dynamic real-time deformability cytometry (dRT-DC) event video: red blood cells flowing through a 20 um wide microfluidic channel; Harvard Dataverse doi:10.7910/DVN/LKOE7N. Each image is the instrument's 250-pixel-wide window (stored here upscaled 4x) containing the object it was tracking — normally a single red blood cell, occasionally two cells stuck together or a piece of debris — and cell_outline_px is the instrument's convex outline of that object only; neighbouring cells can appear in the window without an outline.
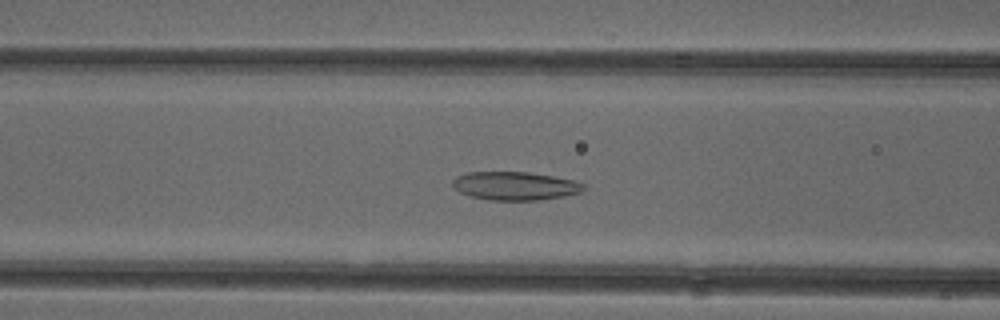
{"species": "common noctule bat (a hibernating species)", "species_latin": "Nyctalus noctula", "temperature_condition": "cold", "stored_images_in_passage": 52, "camera_frame_rate_fps": 3000, "um_per_image_px": 0.085, "animal": {"sex": "female"}, "frame": {"image": 1, "passage_image": 21, "time_ms": 6.667, "image_size_px": [1000, 320], "cell_outline_px": [[584, 188], [580, 192], [564, 196], [540, 200], [488, 200], [468, 196], [452, 188], [452, 180], [456, 176], [468, 172], [528, 172], [576, 180], [584, 184]], "centroid_in_image_um": [43.74, 15.8], "position_along_channel_um": 122.9, "area_um2": 21.85}}
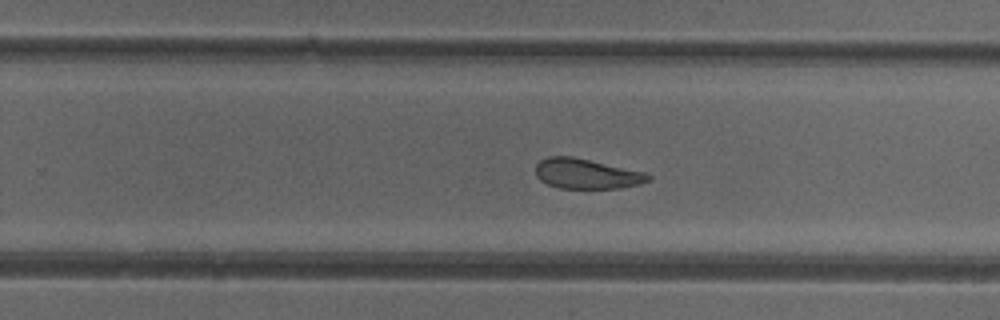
{"frame": {"image": 2, "passage_image": 33, "time_ms": 10.667, "image_size_px": [1000, 320], "cell_outline_px": [[652, 180], [640, 184], [620, 188], [560, 188], [548, 184], [540, 180], [536, 176], [536, 164], [540, 160], [548, 156], [572, 156], [644, 172], [652, 176]], "centroid_in_image_um": [49.86, 14.77], "position_along_channel_um": 279.9, "area_um2": 19.71}}
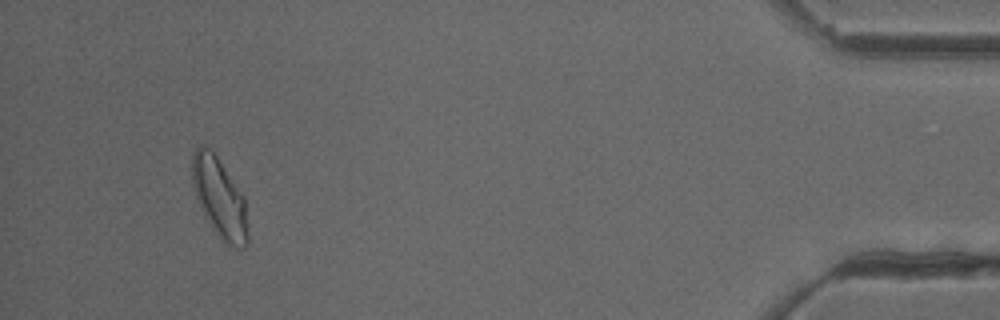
{"frame": {"image": 3, "passage_image": 49, "time_ms": 16.0, "image_size_px": [1000, 320], "cell_outline_px": [[248, 244], [244, 248], [228, 248], [224, 244], [212, 228], [204, 216], [200, 208], [192, 184], [192, 152], [196, 148], [204, 144], [216, 156], [244, 196], [248, 236]], "centroid_in_image_um": [18.65, 16.88], "position_along_channel_um": 416.5, "area_um2": 26.01}, "authors_computed_cell_mechanics": {"area_um2": 23.4379, "velocity_mm_per_s": 3.9449, "shape_relaxation_time_tau1_ms": 8.7326, "shape_relaxation_time_tau2_ms": 2.7998, "deformation_change_tau1": 0.158, "deformation_change_tau2": 0.0832}}